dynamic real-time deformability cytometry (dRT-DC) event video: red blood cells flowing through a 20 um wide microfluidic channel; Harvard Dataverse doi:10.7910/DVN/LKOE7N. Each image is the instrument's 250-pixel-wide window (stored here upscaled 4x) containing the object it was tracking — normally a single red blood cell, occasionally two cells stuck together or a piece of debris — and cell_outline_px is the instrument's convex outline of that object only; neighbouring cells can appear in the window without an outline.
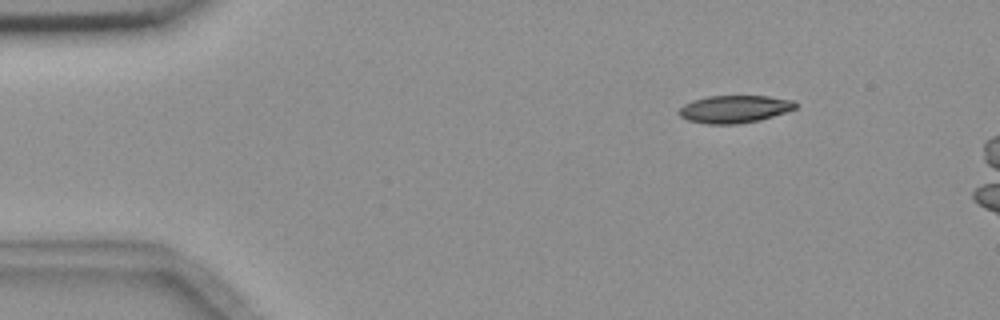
{"species": "common noctule bat (a hibernating species)", "species_latin": "Nyctalus noctula", "temperature_condition": "room temperature", "stored_images_in_passage": 5, "segment_of_instrument_passage": [2, 2], "camera_frame_rate_fps": 3000, "um_per_image_px": 0.085, "animal": {"sex": "female", "body_mass_g": 18.4}, "frame": {"image": 1, "passage_image": 5, "time_ms": 5.667, "image_size_px": [1000, 320], "cell_outline_px": [[796, 108], [760, 120], [736, 124], [708, 124], [688, 120], [680, 116], [680, 108], [684, 104], [692, 100], [708, 96], [768, 96], [792, 100], [796, 104]], "centroid_in_image_um": [62.41, 9.27], "position_along_channel_um": 22.6, "area_um2": 18.5}}